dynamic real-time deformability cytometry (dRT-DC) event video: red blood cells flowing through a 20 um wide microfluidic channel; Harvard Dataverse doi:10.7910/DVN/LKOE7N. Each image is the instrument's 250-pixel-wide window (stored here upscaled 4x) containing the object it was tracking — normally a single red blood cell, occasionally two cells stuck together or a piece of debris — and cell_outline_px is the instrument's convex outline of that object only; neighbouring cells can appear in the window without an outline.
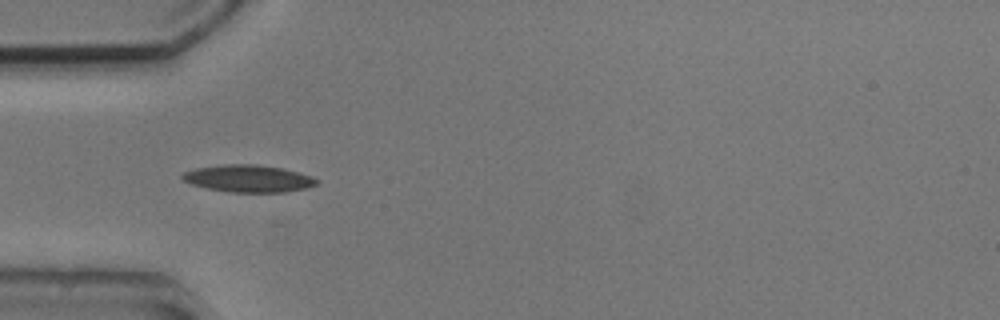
{"species": "common noctule bat (a hibernating species)", "species_latin": "Nyctalus noctula", "temperature_condition": "cold", "stored_images_in_passage": 24, "camera_frame_rate_fps": 3000, "um_per_image_px": 0.085, "animal": {"sex": "male", "body_mass_g": 20.5, "forearm_length_mm": 52.5}, "frame": {"image": 1, "passage_image": 1, "time_ms": 0.0, "image_size_px": [1000, 320], "cell_outline_px": [[320, 180], [316, 184], [308, 188], [284, 192], [232, 192], [208, 188], [192, 184], [184, 180], [180, 176], [184, 172], [196, 168], [220, 164], [256, 164], [284, 168], [312, 176]], "centroid_in_image_um": [21.15, 15.16], "position_along_channel_um": 63.9, "area_um2": 21.33}}
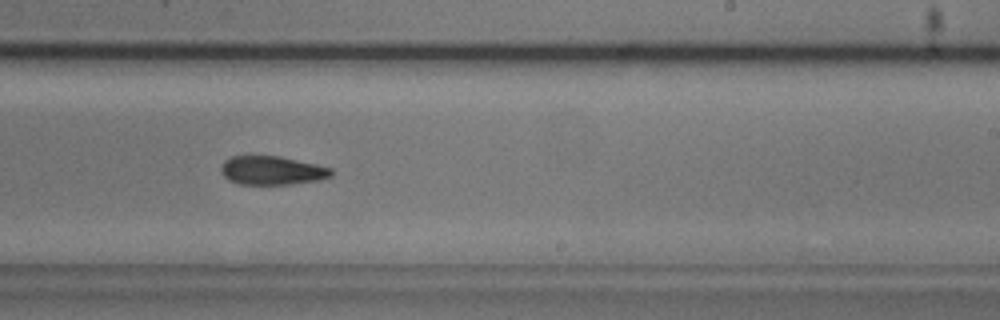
{"frame": {"image": 2, "passage_image": 17, "time_ms": 5.333, "image_size_px": [1000, 320], "cell_outline_px": [[332, 176], [320, 180], [292, 184], [240, 184], [228, 180], [220, 172], [220, 168], [224, 160], [232, 156], [280, 156], [316, 164], [332, 168]], "centroid_in_image_um": [23.11, 14.49], "position_along_channel_um": 265.9, "area_um2": 18.55}}